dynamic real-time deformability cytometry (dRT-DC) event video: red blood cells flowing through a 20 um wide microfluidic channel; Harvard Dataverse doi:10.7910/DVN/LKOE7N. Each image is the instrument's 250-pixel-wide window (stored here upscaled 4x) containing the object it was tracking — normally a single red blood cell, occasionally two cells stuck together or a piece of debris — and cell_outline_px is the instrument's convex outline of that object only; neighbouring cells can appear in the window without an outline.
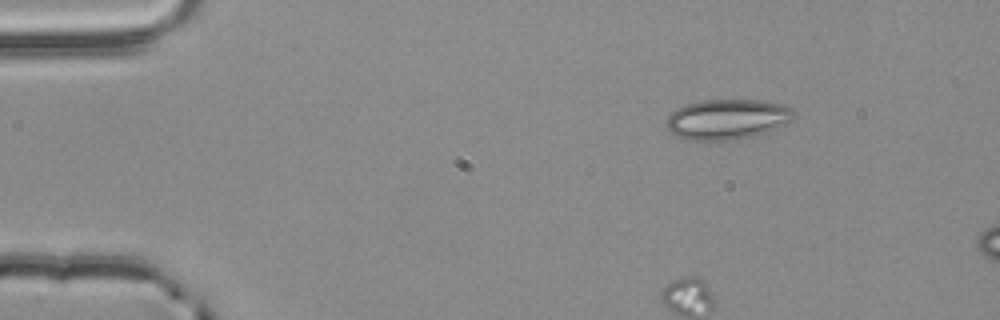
{"species": "common noctule bat (a hibernating species)", "species_latin": "Nyctalus noctula", "temperature_condition": "room temperature", "stored_images_in_passage": 2, "camera_frame_rate_fps": 3000, "um_per_image_px": 0.085, "animal": {"sex": "male", "body_mass_g": 20.4}, "frame": {"image": 1, "passage_image": 1, "time_ms": 0.0, "image_size_px": [1000, 320], "cell_outline_px": [[796, 112], [792, 120], [768, 132], [756, 136], [736, 140], [708, 144], [688, 140], [676, 136], [668, 132], [668, 116], [676, 108], [684, 104], [704, 100], [764, 100], [784, 104], [792, 108]], "centroid_in_image_um": [61.81, 10.18], "position_along_channel_um": 23.2, "area_um2": 30.98}}